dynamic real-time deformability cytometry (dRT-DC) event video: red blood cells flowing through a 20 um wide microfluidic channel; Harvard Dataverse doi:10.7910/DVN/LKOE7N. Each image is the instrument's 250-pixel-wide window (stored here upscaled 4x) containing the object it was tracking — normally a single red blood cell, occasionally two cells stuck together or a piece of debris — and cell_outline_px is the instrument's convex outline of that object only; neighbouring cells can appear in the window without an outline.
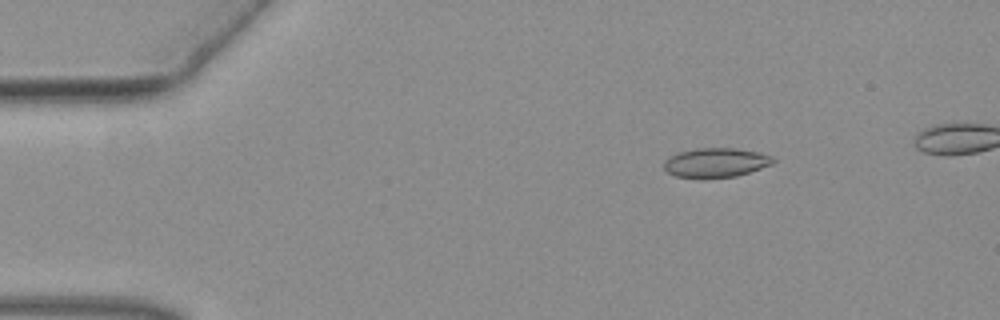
{"species": "common noctule bat (a hibernating species)", "species_latin": "Nyctalus noctula", "temperature_condition": "warm", "stored_images_in_passage": 17, "camera_frame_rate_fps": 3000, "um_per_image_px": 0.085, "animal": {"sex": "female", "body_mass_g": 19.3, "forearm_length_mm": 54.1}, "frame": {"image": 1, "passage_image": 8, "time_ms": 2.333, "image_size_px": [1000, 320], "cell_outline_px": [[776, 160], [772, 164], [736, 176], [704, 180], [676, 176], [668, 172], [664, 168], [664, 160], [668, 156], [680, 152], [696, 148], [732, 148], [760, 152], [772, 156]], "centroid_in_image_um": [60.81, 13.84], "position_along_channel_um": 24.2, "area_um2": 19.02}}